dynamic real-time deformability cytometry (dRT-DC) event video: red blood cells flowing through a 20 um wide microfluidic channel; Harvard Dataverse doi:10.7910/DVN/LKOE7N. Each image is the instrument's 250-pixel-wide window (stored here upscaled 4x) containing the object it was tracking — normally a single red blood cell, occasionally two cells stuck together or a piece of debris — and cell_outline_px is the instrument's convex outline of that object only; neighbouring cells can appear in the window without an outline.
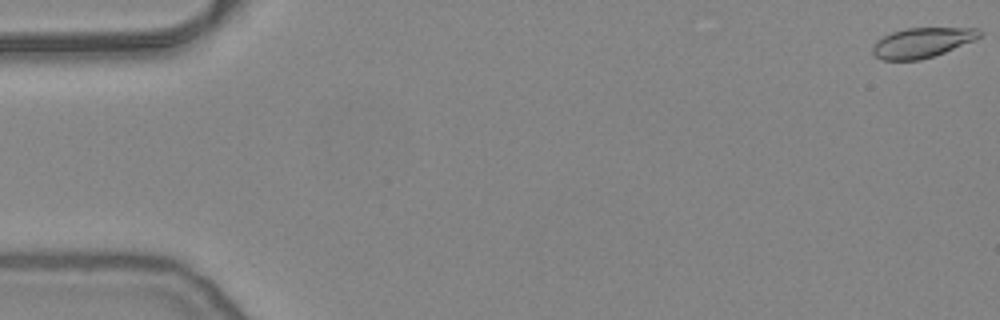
{"species": "common noctule bat (a hibernating species)", "species_latin": "Nyctalus noctula", "temperature_condition": "warm", "stored_images_in_passage": 54, "camera_frame_rate_fps": 3000, "um_per_image_px": 0.085, "animal": {"sex": "female", "body_mass_g": 24.6, "forearm_length_mm": 56.2}, "frame": {"image": 1, "passage_image": 1, "time_ms": 0.0, "image_size_px": [1000, 320], "cell_outline_px": [[984, 32], [980, 36], [972, 40], [944, 52], [920, 60], [884, 60], [876, 56], [872, 52], [872, 48], [876, 40], [892, 32], [904, 28], [980, 28]], "centroid_in_image_um": [78.36, 3.61], "position_along_channel_um": 6.6, "area_um2": 18.44}}
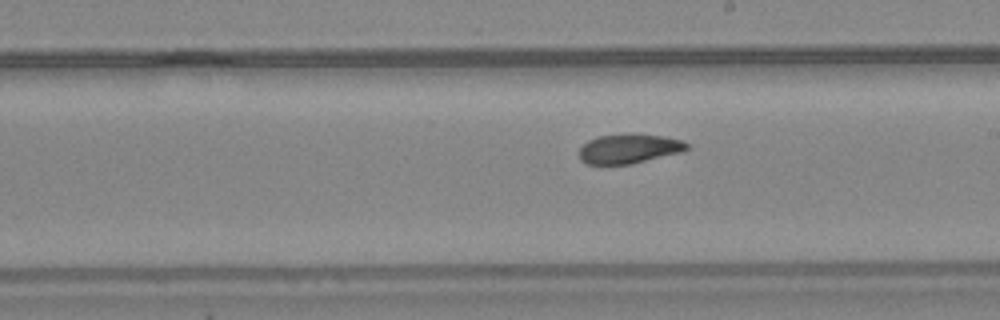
{"frame": {"image": 2, "passage_image": 31, "time_ms": 10.0, "image_size_px": [1000, 320], "cell_outline_px": [[688, 148], [680, 152], [632, 164], [588, 164], [580, 160], [576, 152], [588, 140], [596, 136], [664, 136], [680, 140], [688, 144]], "centroid_in_image_um": [53.39, 12.68], "position_along_channel_um": 235.6, "area_um2": 17.86}}
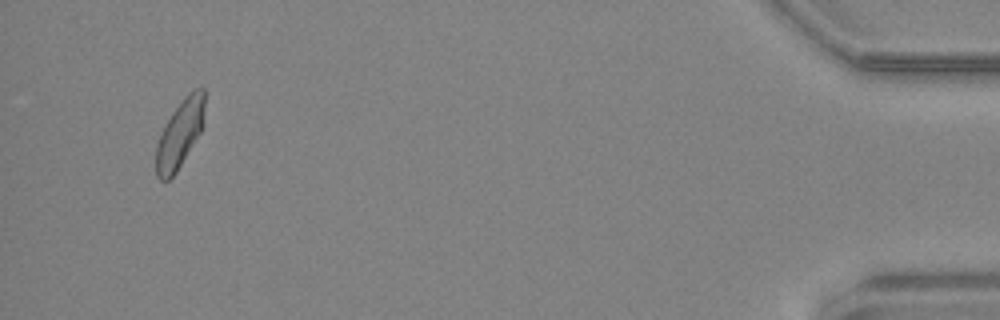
{"frame": {"image": 3, "passage_image": 52, "time_ms": 17.0, "image_size_px": [1000, 320], "cell_outline_px": [[204, 108], [200, 132], [176, 172], [168, 180], [160, 180], [156, 176], [156, 144], [172, 112], [184, 96], [188, 92], [196, 88], [204, 88]], "centroid_in_image_um": [15.27, 11.37], "position_along_channel_um": 419.9, "area_um2": 18.73}, "authors_computed_cell_mechanics": {"area_um2": 19.3052, "velocity_mm_per_s": 3.7964, "shape_relaxation_time_tau1_ms": 11.1982, "shape_relaxation_time_tau2_ms": 4.0622, "deformation_change_tau1": 0.2137, "deformation_change_tau2": 0.0832}}